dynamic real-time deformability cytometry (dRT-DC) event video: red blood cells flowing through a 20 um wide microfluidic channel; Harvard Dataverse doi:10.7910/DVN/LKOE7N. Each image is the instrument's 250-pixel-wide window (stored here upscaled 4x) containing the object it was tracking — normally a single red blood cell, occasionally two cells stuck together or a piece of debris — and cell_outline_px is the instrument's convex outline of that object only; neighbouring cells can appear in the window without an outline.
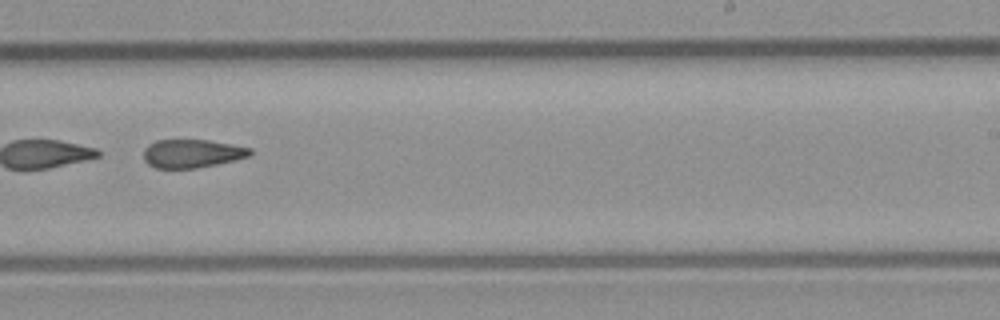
{"species": "common noctule bat (a hibernating species)", "species_latin": "Nyctalus noctula", "temperature_condition": "room temperature", "stored_images_in_passage": 41, "camera_frame_rate_fps": 3000, "um_per_image_px": 0.085, "animal": {"sex": "male", "body_mass_g": 23.1, "forearm_length_mm": 52.7}, "frame": {"image": 1, "passage_image": 24, "time_ms": 7.667, "image_size_px": [1000, 320], "cell_outline_px": [[252, 152], [248, 156], [236, 160], [196, 168], [156, 168], [148, 164], [144, 160], [144, 148], [148, 144], [156, 140], [208, 140], [232, 144], [252, 148]], "centroid_in_image_um": [16.31, 13.04], "position_along_channel_um": 272.7, "area_um2": 17.63}, "authors_computed_cell_mechanics": {"area_um2": 19.652, "velocity_mm_per_s": 4.3469, "shape_relaxation_time_tau1_ms": null, "shape_relaxation_time_tau2_ms": 4.17, "deformation_change_tau1": null, "deformation_change_tau2": 0.1368}}